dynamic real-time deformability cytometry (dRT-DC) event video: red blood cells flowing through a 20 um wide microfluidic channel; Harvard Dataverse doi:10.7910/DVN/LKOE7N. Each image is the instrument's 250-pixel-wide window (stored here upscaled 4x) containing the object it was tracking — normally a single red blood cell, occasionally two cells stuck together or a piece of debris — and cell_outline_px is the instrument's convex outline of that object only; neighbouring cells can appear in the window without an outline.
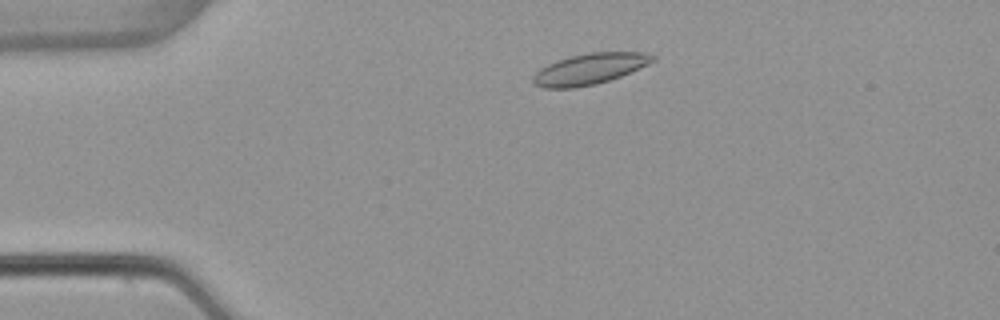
{"species": "common noctule bat (a hibernating species)", "species_latin": "Nyctalus noctula", "temperature_condition": "warm", "stored_images_in_passage": 49, "camera_frame_rate_fps": 3000, "um_per_image_px": 0.085, "animal": {"sex": "female", "body_mass_g": 22.7, "forearm_length_mm": 54.2}, "frame": {"image": 1, "passage_image": 7, "time_ms": 2.0, "image_size_px": [1000, 320], "cell_outline_px": [[656, 60], [648, 64], [620, 76], [596, 84], [576, 88], [544, 88], [536, 84], [532, 80], [532, 76], [540, 68], [556, 60], [568, 56], [588, 52], [644, 52], [656, 56]], "centroid_in_image_um": [50.11, 5.85], "position_along_channel_um": 34.9, "area_um2": 21.62}}
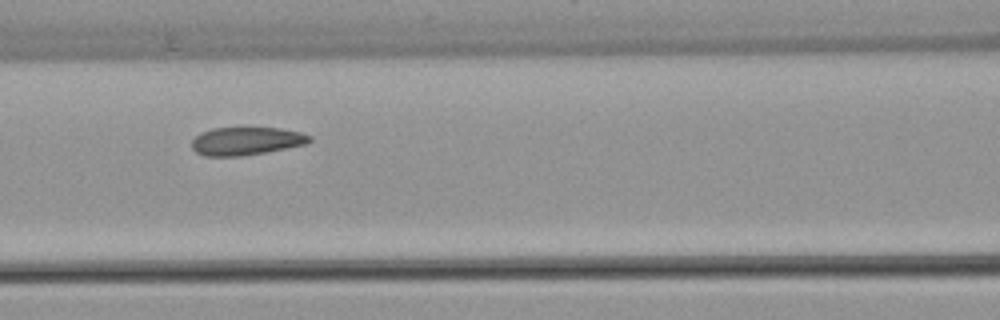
{"frame": {"image": 2, "passage_image": 19, "time_ms": 6.0, "image_size_px": [1000, 320], "cell_outline_px": [[312, 140], [308, 144], [264, 152], [240, 156], [204, 156], [196, 152], [192, 148], [192, 140], [200, 132], [212, 128], [244, 124], [280, 128], [300, 132], [312, 136]], "centroid_in_image_um": [20.93, 11.93], "position_along_channel_um": 145.7, "area_um2": 20.23}}
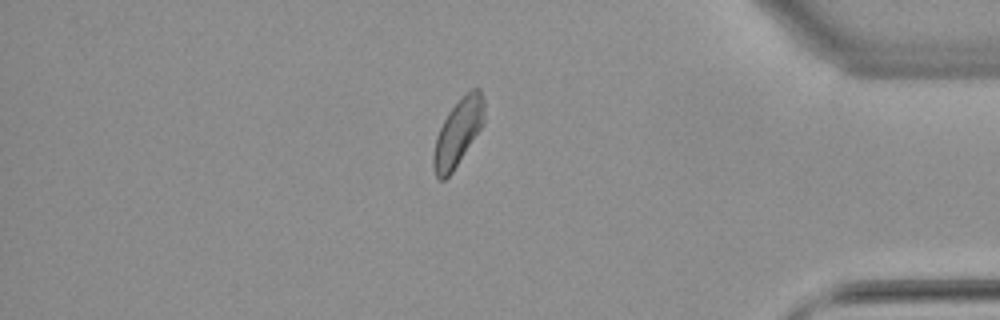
{"frame": {"image": 3, "passage_image": 41, "time_ms": 13.333, "image_size_px": [1000, 320], "cell_outline_px": [[484, 124], [452, 172], [444, 180], [440, 180], [436, 176], [432, 164], [432, 156], [436, 136], [448, 112], [472, 88], [480, 88], [484, 96]], "centroid_in_image_um": [38.93, 11.27], "position_along_channel_um": 396.3, "area_um2": 19.59}, "authors_computed_cell_mechanics": {"area_um2": 19.9988, "velocity_mm_per_s": 3.8516, "shape_relaxation_time_tau1_ms": 5.4453, "shape_relaxation_time_tau2_ms": 2.6676, "deformation_change_tau1": 0.1005, "deformation_change_tau2": 0.0592}}